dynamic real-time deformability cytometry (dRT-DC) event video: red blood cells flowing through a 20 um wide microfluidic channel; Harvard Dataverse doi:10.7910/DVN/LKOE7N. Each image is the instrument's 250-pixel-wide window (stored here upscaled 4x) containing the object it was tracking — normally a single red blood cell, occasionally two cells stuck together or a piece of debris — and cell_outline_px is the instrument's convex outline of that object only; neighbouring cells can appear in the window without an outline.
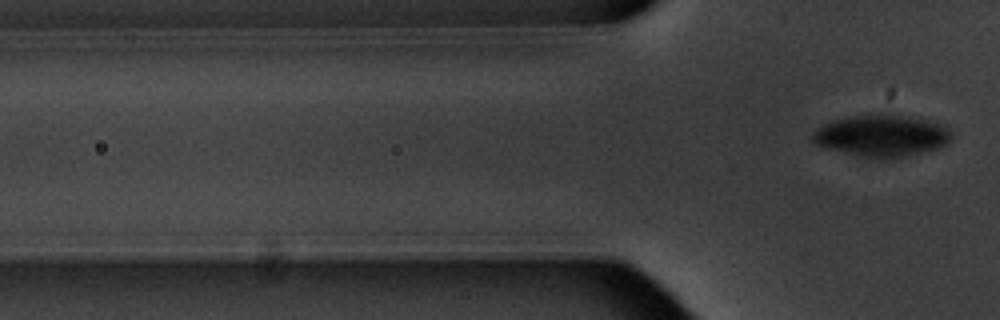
{"species": "common noctule bat (a hibernating species)", "species_latin": "Nyctalus noctula", "temperature_condition": "warm", "stored_images_in_passage": 6, "camera_frame_rate_fps": 3000, "um_per_image_px": 0.085, "animal": {"sex": "male", "body_mass_g": 20.1, "forearm_length_mm": 53.5}, "frame": {"image": 1, "passage_image": 6, "time_ms": 7.0, "image_size_px": [1000, 320], "cell_outline_px": [[952, 140], [948, 144], [940, 148], [904, 156], [880, 160], [860, 156], [828, 148], [816, 144], [812, 140], [812, 132], [824, 124], [832, 120], [848, 116], [900, 116], [928, 120], [944, 124], [948, 128], [952, 136]], "centroid_in_image_um": [74.97, 11.56], "position_along_channel_um": 50.8, "area_um2": 33.41}}